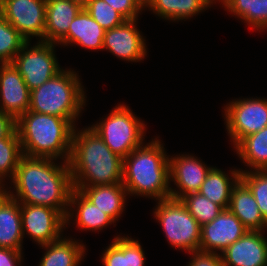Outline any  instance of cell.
Wrapping results in <instances>:
<instances>
[{"instance_id": "cell-23", "label": "cell", "mask_w": 267, "mask_h": 266, "mask_svg": "<svg viewBox=\"0 0 267 266\" xmlns=\"http://www.w3.org/2000/svg\"><path fill=\"white\" fill-rule=\"evenodd\" d=\"M78 241L62 236L56 241L42 245L45 252L38 266H79L87 249L85 244Z\"/></svg>"}, {"instance_id": "cell-6", "label": "cell", "mask_w": 267, "mask_h": 266, "mask_svg": "<svg viewBox=\"0 0 267 266\" xmlns=\"http://www.w3.org/2000/svg\"><path fill=\"white\" fill-rule=\"evenodd\" d=\"M147 126L124 103L114 106L108 116L90 125L119 157L126 158L144 143Z\"/></svg>"}, {"instance_id": "cell-34", "label": "cell", "mask_w": 267, "mask_h": 266, "mask_svg": "<svg viewBox=\"0 0 267 266\" xmlns=\"http://www.w3.org/2000/svg\"><path fill=\"white\" fill-rule=\"evenodd\" d=\"M119 12L126 20L138 19L145 7L139 0H103Z\"/></svg>"}, {"instance_id": "cell-3", "label": "cell", "mask_w": 267, "mask_h": 266, "mask_svg": "<svg viewBox=\"0 0 267 266\" xmlns=\"http://www.w3.org/2000/svg\"><path fill=\"white\" fill-rule=\"evenodd\" d=\"M158 138L143 143L123 159L122 184L128 195L156 201L170 198V155Z\"/></svg>"}, {"instance_id": "cell-38", "label": "cell", "mask_w": 267, "mask_h": 266, "mask_svg": "<svg viewBox=\"0 0 267 266\" xmlns=\"http://www.w3.org/2000/svg\"><path fill=\"white\" fill-rule=\"evenodd\" d=\"M16 129V120L0 111V139L7 138Z\"/></svg>"}, {"instance_id": "cell-18", "label": "cell", "mask_w": 267, "mask_h": 266, "mask_svg": "<svg viewBox=\"0 0 267 266\" xmlns=\"http://www.w3.org/2000/svg\"><path fill=\"white\" fill-rule=\"evenodd\" d=\"M83 8L72 0H46L44 42L57 44Z\"/></svg>"}, {"instance_id": "cell-26", "label": "cell", "mask_w": 267, "mask_h": 266, "mask_svg": "<svg viewBox=\"0 0 267 266\" xmlns=\"http://www.w3.org/2000/svg\"><path fill=\"white\" fill-rule=\"evenodd\" d=\"M165 20L174 22L190 19L209 7L202 0H150L145 10Z\"/></svg>"}, {"instance_id": "cell-17", "label": "cell", "mask_w": 267, "mask_h": 266, "mask_svg": "<svg viewBox=\"0 0 267 266\" xmlns=\"http://www.w3.org/2000/svg\"><path fill=\"white\" fill-rule=\"evenodd\" d=\"M66 228L70 220L76 224L81 231L99 232L114 224L115 221L106 213L101 211L91 201H89L79 190L73 188L69 198V208L66 215ZM75 218V219H74Z\"/></svg>"}, {"instance_id": "cell-28", "label": "cell", "mask_w": 267, "mask_h": 266, "mask_svg": "<svg viewBox=\"0 0 267 266\" xmlns=\"http://www.w3.org/2000/svg\"><path fill=\"white\" fill-rule=\"evenodd\" d=\"M22 156L21 143L15 129L7 138L0 139V187L2 189L6 186L5 179L12 180L14 178Z\"/></svg>"}, {"instance_id": "cell-8", "label": "cell", "mask_w": 267, "mask_h": 266, "mask_svg": "<svg viewBox=\"0 0 267 266\" xmlns=\"http://www.w3.org/2000/svg\"><path fill=\"white\" fill-rule=\"evenodd\" d=\"M56 43L26 42L13 60L28 89L34 90L58 74L62 67L55 55Z\"/></svg>"}, {"instance_id": "cell-10", "label": "cell", "mask_w": 267, "mask_h": 266, "mask_svg": "<svg viewBox=\"0 0 267 266\" xmlns=\"http://www.w3.org/2000/svg\"><path fill=\"white\" fill-rule=\"evenodd\" d=\"M23 237L28 235L37 245H45L63 236L66 218L58 211L47 206L20 204ZM26 234V235H25Z\"/></svg>"}, {"instance_id": "cell-1", "label": "cell", "mask_w": 267, "mask_h": 266, "mask_svg": "<svg viewBox=\"0 0 267 266\" xmlns=\"http://www.w3.org/2000/svg\"><path fill=\"white\" fill-rule=\"evenodd\" d=\"M56 161L23 155L10 181L14 190L11 186L3 190L20 204L47 206L66 217L73 190L70 167L68 162Z\"/></svg>"}, {"instance_id": "cell-14", "label": "cell", "mask_w": 267, "mask_h": 266, "mask_svg": "<svg viewBox=\"0 0 267 266\" xmlns=\"http://www.w3.org/2000/svg\"><path fill=\"white\" fill-rule=\"evenodd\" d=\"M247 231L248 229L229 209H223L211 222L201 226L199 250L221 254Z\"/></svg>"}, {"instance_id": "cell-24", "label": "cell", "mask_w": 267, "mask_h": 266, "mask_svg": "<svg viewBox=\"0 0 267 266\" xmlns=\"http://www.w3.org/2000/svg\"><path fill=\"white\" fill-rule=\"evenodd\" d=\"M229 171L230 174L225 173L216 166L212 167L198 191L223 209H228L232 189L240 180L241 175L240 169L235 168Z\"/></svg>"}, {"instance_id": "cell-40", "label": "cell", "mask_w": 267, "mask_h": 266, "mask_svg": "<svg viewBox=\"0 0 267 266\" xmlns=\"http://www.w3.org/2000/svg\"><path fill=\"white\" fill-rule=\"evenodd\" d=\"M72 1L79 3L84 7L89 0H72Z\"/></svg>"}, {"instance_id": "cell-13", "label": "cell", "mask_w": 267, "mask_h": 266, "mask_svg": "<svg viewBox=\"0 0 267 266\" xmlns=\"http://www.w3.org/2000/svg\"><path fill=\"white\" fill-rule=\"evenodd\" d=\"M211 168L212 166H206L193 154H177L169 157L170 182H174L177 187L172 188L170 184V197L180 200L190 193L198 192Z\"/></svg>"}, {"instance_id": "cell-36", "label": "cell", "mask_w": 267, "mask_h": 266, "mask_svg": "<svg viewBox=\"0 0 267 266\" xmlns=\"http://www.w3.org/2000/svg\"><path fill=\"white\" fill-rule=\"evenodd\" d=\"M188 254L192 257L186 266H224L220 253L196 250Z\"/></svg>"}, {"instance_id": "cell-12", "label": "cell", "mask_w": 267, "mask_h": 266, "mask_svg": "<svg viewBox=\"0 0 267 266\" xmlns=\"http://www.w3.org/2000/svg\"><path fill=\"white\" fill-rule=\"evenodd\" d=\"M138 19L125 20L105 31L103 49L128 62H141L147 55L145 37L137 28Z\"/></svg>"}, {"instance_id": "cell-2", "label": "cell", "mask_w": 267, "mask_h": 266, "mask_svg": "<svg viewBox=\"0 0 267 266\" xmlns=\"http://www.w3.org/2000/svg\"><path fill=\"white\" fill-rule=\"evenodd\" d=\"M77 129L68 161L73 187L122 183L123 159L90 126Z\"/></svg>"}, {"instance_id": "cell-4", "label": "cell", "mask_w": 267, "mask_h": 266, "mask_svg": "<svg viewBox=\"0 0 267 266\" xmlns=\"http://www.w3.org/2000/svg\"><path fill=\"white\" fill-rule=\"evenodd\" d=\"M76 121L28 110L16 120L23 155L68 162Z\"/></svg>"}, {"instance_id": "cell-25", "label": "cell", "mask_w": 267, "mask_h": 266, "mask_svg": "<svg viewBox=\"0 0 267 266\" xmlns=\"http://www.w3.org/2000/svg\"><path fill=\"white\" fill-rule=\"evenodd\" d=\"M234 150L250 171L267 170V126L243 138Z\"/></svg>"}, {"instance_id": "cell-41", "label": "cell", "mask_w": 267, "mask_h": 266, "mask_svg": "<svg viewBox=\"0 0 267 266\" xmlns=\"http://www.w3.org/2000/svg\"><path fill=\"white\" fill-rule=\"evenodd\" d=\"M149 1L150 0H139V2H141L144 7L148 4Z\"/></svg>"}, {"instance_id": "cell-39", "label": "cell", "mask_w": 267, "mask_h": 266, "mask_svg": "<svg viewBox=\"0 0 267 266\" xmlns=\"http://www.w3.org/2000/svg\"><path fill=\"white\" fill-rule=\"evenodd\" d=\"M209 8L211 7V5H213L214 3L217 2H221L220 0H202Z\"/></svg>"}, {"instance_id": "cell-31", "label": "cell", "mask_w": 267, "mask_h": 266, "mask_svg": "<svg viewBox=\"0 0 267 266\" xmlns=\"http://www.w3.org/2000/svg\"><path fill=\"white\" fill-rule=\"evenodd\" d=\"M240 180L254 196L263 218L267 221V170L249 171L240 168Z\"/></svg>"}, {"instance_id": "cell-7", "label": "cell", "mask_w": 267, "mask_h": 266, "mask_svg": "<svg viewBox=\"0 0 267 266\" xmlns=\"http://www.w3.org/2000/svg\"><path fill=\"white\" fill-rule=\"evenodd\" d=\"M156 202L153 215L161 224L168 243L187 253L199 250L201 226L181 200L170 197Z\"/></svg>"}, {"instance_id": "cell-29", "label": "cell", "mask_w": 267, "mask_h": 266, "mask_svg": "<svg viewBox=\"0 0 267 266\" xmlns=\"http://www.w3.org/2000/svg\"><path fill=\"white\" fill-rule=\"evenodd\" d=\"M180 200L200 226L211 222L223 210L220 205L213 203L199 192L190 193Z\"/></svg>"}, {"instance_id": "cell-19", "label": "cell", "mask_w": 267, "mask_h": 266, "mask_svg": "<svg viewBox=\"0 0 267 266\" xmlns=\"http://www.w3.org/2000/svg\"><path fill=\"white\" fill-rule=\"evenodd\" d=\"M105 31L83 8L70 24L68 33L57 44H77L89 50H102Z\"/></svg>"}, {"instance_id": "cell-37", "label": "cell", "mask_w": 267, "mask_h": 266, "mask_svg": "<svg viewBox=\"0 0 267 266\" xmlns=\"http://www.w3.org/2000/svg\"><path fill=\"white\" fill-rule=\"evenodd\" d=\"M23 252L0 247V266H22Z\"/></svg>"}, {"instance_id": "cell-33", "label": "cell", "mask_w": 267, "mask_h": 266, "mask_svg": "<svg viewBox=\"0 0 267 266\" xmlns=\"http://www.w3.org/2000/svg\"><path fill=\"white\" fill-rule=\"evenodd\" d=\"M102 266H126L125 236L117 235L101 256Z\"/></svg>"}, {"instance_id": "cell-11", "label": "cell", "mask_w": 267, "mask_h": 266, "mask_svg": "<svg viewBox=\"0 0 267 266\" xmlns=\"http://www.w3.org/2000/svg\"><path fill=\"white\" fill-rule=\"evenodd\" d=\"M1 15L27 42H44L46 0H2Z\"/></svg>"}, {"instance_id": "cell-16", "label": "cell", "mask_w": 267, "mask_h": 266, "mask_svg": "<svg viewBox=\"0 0 267 266\" xmlns=\"http://www.w3.org/2000/svg\"><path fill=\"white\" fill-rule=\"evenodd\" d=\"M265 231L248 230L220 255L224 266H267Z\"/></svg>"}, {"instance_id": "cell-20", "label": "cell", "mask_w": 267, "mask_h": 266, "mask_svg": "<svg viewBox=\"0 0 267 266\" xmlns=\"http://www.w3.org/2000/svg\"><path fill=\"white\" fill-rule=\"evenodd\" d=\"M20 203L0 192V247L23 251Z\"/></svg>"}, {"instance_id": "cell-15", "label": "cell", "mask_w": 267, "mask_h": 266, "mask_svg": "<svg viewBox=\"0 0 267 266\" xmlns=\"http://www.w3.org/2000/svg\"><path fill=\"white\" fill-rule=\"evenodd\" d=\"M30 92L13 63H0V111L17 120L29 110Z\"/></svg>"}, {"instance_id": "cell-21", "label": "cell", "mask_w": 267, "mask_h": 266, "mask_svg": "<svg viewBox=\"0 0 267 266\" xmlns=\"http://www.w3.org/2000/svg\"><path fill=\"white\" fill-rule=\"evenodd\" d=\"M228 209L250 231H266L267 221L248 187L239 180L233 187Z\"/></svg>"}, {"instance_id": "cell-42", "label": "cell", "mask_w": 267, "mask_h": 266, "mask_svg": "<svg viewBox=\"0 0 267 266\" xmlns=\"http://www.w3.org/2000/svg\"><path fill=\"white\" fill-rule=\"evenodd\" d=\"M1 4H2V0H0V15H1Z\"/></svg>"}, {"instance_id": "cell-5", "label": "cell", "mask_w": 267, "mask_h": 266, "mask_svg": "<svg viewBox=\"0 0 267 266\" xmlns=\"http://www.w3.org/2000/svg\"><path fill=\"white\" fill-rule=\"evenodd\" d=\"M80 80L73 69H62L41 86L31 90L29 111L78 120L87 100Z\"/></svg>"}, {"instance_id": "cell-9", "label": "cell", "mask_w": 267, "mask_h": 266, "mask_svg": "<svg viewBox=\"0 0 267 266\" xmlns=\"http://www.w3.org/2000/svg\"><path fill=\"white\" fill-rule=\"evenodd\" d=\"M224 120L230 142L235 147L246 136L267 126V99H233L224 106Z\"/></svg>"}, {"instance_id": "cell-35", "label": "cell", "mask_w": 267, "mask_h": 266, "mask_svg": "<svg viewBox=\"0 0 267 266\" xmlns=\"http://www.w3.org/2000/svg\"><path fill=\"white\" fill-rule=\"evenodd\" d=\"M145 253L138 240L125 236L126 266H145Z\"/></svg>"}, {"instance_id": "cell-22", "label": "cell", "mask_w": 267, "mask_h": 266, "mask_svg": "<svg viewBox=\"0 0 267 266\" xmlns=\"http://www.w3.org/2000/svg\"><path fill=\"white\" fill-rule=\"evenodd\" d=\"M73 188L79 190L89 201L109 215L115 222L119 220L126 207L128 193L122 183Z\"/></svg>"}, {"instance_id": "cell-30", "label": "cell", "mask_w": 267, "mask_h": 266, "mask_svg": "<svg viewBox=\"0 0 267 266\" xmlns=\"http://www.w3.org/2000/svg\"><path fill=\"white\" fill-rule=\"evenodd\" d=\"M27 41L0 15V63H12Z\"/></svg>"}, {"instance_id": "cell-32", "label": "cell", "mask_w": 267, "mask_h": 266, "mask_svg": "<svg viewBox=\"0 0 267 266\" xmlns=\"http://www.w3.org/2000/svg\"><path fill=\"white\" fill-rule=\"evenodd\" d=\"M84 8L105 30L117 27L126 20L119 12L103 0H89Z\"/></svg>"}, {"instance_id": "cell-27", "label": "cell", "mask_w": 267, "mask_h": 266, "mask_svg": "<svg viewBox=\"0 0 267 266\" xmlns=\"http://www.w3.org/2000/svg\"><path fill=\"white\" fill-rule=\"evenodd\" d=\"M221 4L250 29L262 32L267 29V0H223Z\"/></svg>"}]
</instances>
